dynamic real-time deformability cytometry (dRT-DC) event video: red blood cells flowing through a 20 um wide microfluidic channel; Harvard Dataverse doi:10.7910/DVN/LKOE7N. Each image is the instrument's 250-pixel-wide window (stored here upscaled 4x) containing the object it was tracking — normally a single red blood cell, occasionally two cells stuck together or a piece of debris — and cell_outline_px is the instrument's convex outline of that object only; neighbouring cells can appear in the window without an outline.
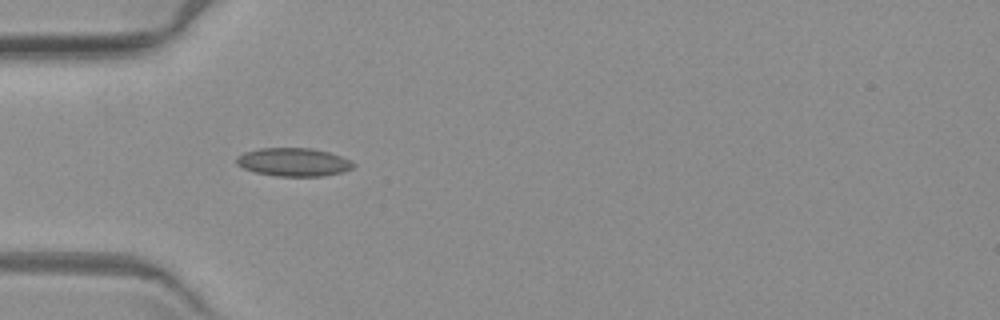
{"species": "common noctule bat (a hibernating species)", "species_latin": "Nyctalus noctula", "temperature_condition": "warm", "stored_images_in_passage": 3, "camera_frame_rate_fps": 3000, "um_per_image_px": 0.085, "animal": {"sex": "female", "body_mass_g": 19.3, "forearm_length_mm": 54.1}, "frame": {"image": 1, "passage_image": 2, "time_ms": 1.333, "image_size_px": [1000, 320], "cell_outline_px": [[356, 164], [352, 168], [344, 172], [324, 176], [276, 176], [256, 172], [244, 168], [236, 164], [236, 156], [244, 152], [260, 148], [312, 148], [328, 152], [352, 160]], "centroid_in_image_um": [24.97, 13.78], "position_along_channel_um": 60.0, "area_um2": 19.36}}
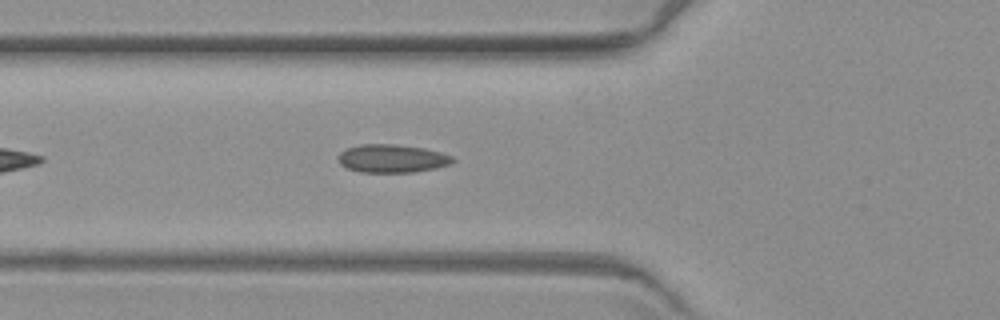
{"frame": {"image": 2, "passage_image": 3, "time_ms": 2.333, "image_size_px": [1000, 320], "cell_outline_px": [[456, 160], [452, 164], [436, 168], [416, 172], [360, 172], [348, 168], [340, 164], [336, 156], [340, 152], [348, 148], [360, 144], [396, 144], [424, 148], [440, 152], [452, 156]], "centroid_in_image_um": [33.34, 13.47], "position_along_channel_um": 92.5, "area_um2": 18.96}}